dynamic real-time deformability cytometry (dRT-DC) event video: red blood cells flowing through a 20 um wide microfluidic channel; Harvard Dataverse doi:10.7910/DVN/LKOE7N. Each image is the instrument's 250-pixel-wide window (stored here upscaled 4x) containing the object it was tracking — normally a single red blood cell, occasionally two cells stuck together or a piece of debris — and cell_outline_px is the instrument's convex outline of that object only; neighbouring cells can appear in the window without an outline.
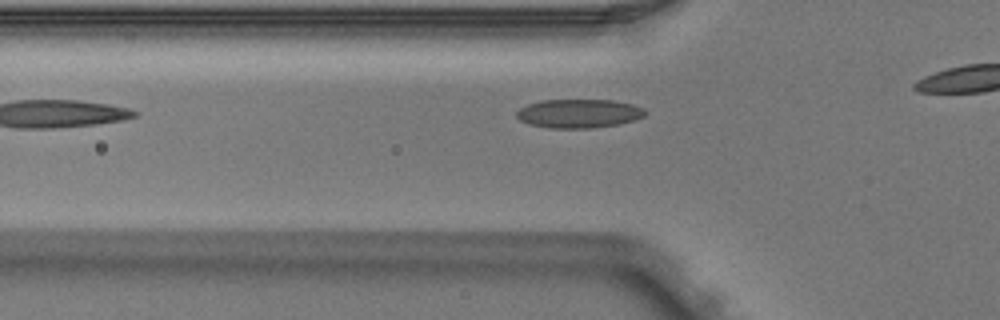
{"species": "Egyptian fruit bat (a non-hibernating species)", "species_latin": "Rousettus aegyptiacus", "temperature_condition": "warm", "stored_images_in_passage": 4, "segment_of_instrument_passage": [1, 2], "camera_frame_rate_fps": 3000, "um_per_image_px": 0.085, "animal": {"sex": "male"}, "frame": {"image": 1, "passage_image": 3, "time_ms": 0.667, "image_size_px": [1000, 320], "cell_outline_px": [[648, 112], [644, 116], [636, 120], [620, 124], [588, 128], [548, 128], [528, 124], [520, 120], [516, 116], [516, 112], [520, 108], [528, 104], [540, 100], [616, 100], [632, 104], [644, 108]], "centroid_in_image_um": [49.22, 9.64], "position_along_channel_um": 76.6, "area_um2": 21.79}}